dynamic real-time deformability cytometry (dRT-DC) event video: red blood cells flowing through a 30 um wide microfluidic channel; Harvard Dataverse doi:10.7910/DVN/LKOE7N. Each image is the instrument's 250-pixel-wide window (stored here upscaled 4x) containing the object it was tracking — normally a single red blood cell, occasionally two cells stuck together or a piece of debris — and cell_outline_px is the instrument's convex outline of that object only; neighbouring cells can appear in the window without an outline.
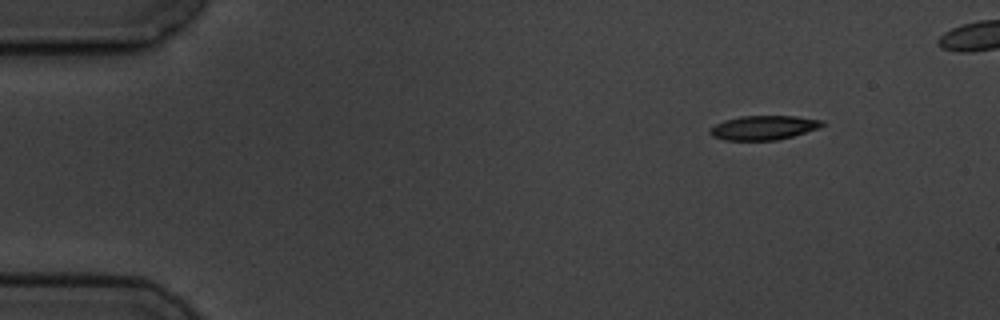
{"species": "common noctule bat (a hibernating species)", "species_latin": "Nyctalus noctula", "temperature_condition": "cold", "stored_images_in_passage": 5, "segment_of_instrument_passage": [2, 2], "camera_frame_rate_fps": 3000, "um_per_image_px": 0.085, "animal": {"sex": "male", "body_mass_g": 19.5, "forearm_length_mm": 54.6}, "frame": {"image": 1, "passage_image": 5, "time_ms": 6.667, "image_size_px": [1000, 320], "cell_outline_px": [[824, 124], [816, 128], [792, 136], [776, 140], [724, 140], [712, 136], [708, 132], [708, 128], [724, 120], [740, 116], [796, 116], [824, 120]], "centroid_in_image_um": [64.84, 10.84], "position_along_channel_um": 20.2, "area_um2": 15.78}}